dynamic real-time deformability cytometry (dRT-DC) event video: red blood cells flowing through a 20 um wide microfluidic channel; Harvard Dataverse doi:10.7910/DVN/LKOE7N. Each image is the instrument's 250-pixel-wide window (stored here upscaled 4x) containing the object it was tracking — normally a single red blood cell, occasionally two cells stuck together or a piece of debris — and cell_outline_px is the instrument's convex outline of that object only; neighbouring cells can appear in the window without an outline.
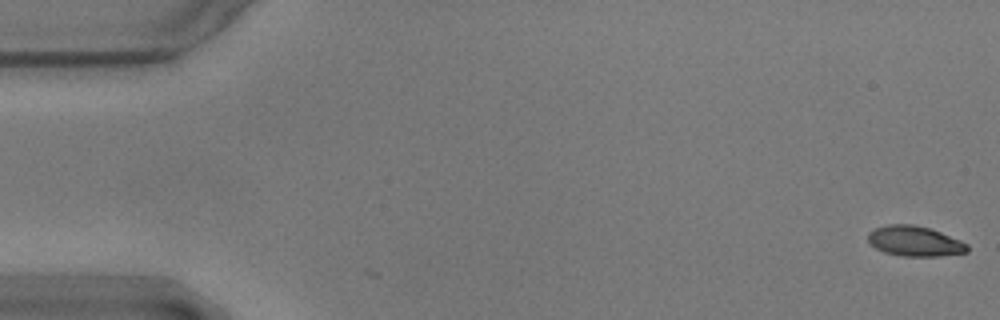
{"species": "common noctule bat (a hibernating species)", "species_latin": "Nyctalus noctula", "temperature_condition": "warm", "stored_images_in_passage": 2, "camera_frame_rate_fps": 3000, "um_per_image_px": 0.085, "animal": {"sex": "male", "body_mass_g": 17.9}, "frame": {"image": 1, "passage_image": 2, "time_ms": 0.333, "image_size_px": [1000, 320], "cell_outline_px": [[968, 252], [940, 256], [904, 256], [884, 252], [876, 248], [868, 240], [868, 232], [876, 228], [888, 224], [912, 224], [928, 228], [940, 232], [960, 240], [968, 244]], "centroid_in_image_um": [77.76, 20.5], "position_along_channel_um": 7.2, "area_um2": 17.34}}